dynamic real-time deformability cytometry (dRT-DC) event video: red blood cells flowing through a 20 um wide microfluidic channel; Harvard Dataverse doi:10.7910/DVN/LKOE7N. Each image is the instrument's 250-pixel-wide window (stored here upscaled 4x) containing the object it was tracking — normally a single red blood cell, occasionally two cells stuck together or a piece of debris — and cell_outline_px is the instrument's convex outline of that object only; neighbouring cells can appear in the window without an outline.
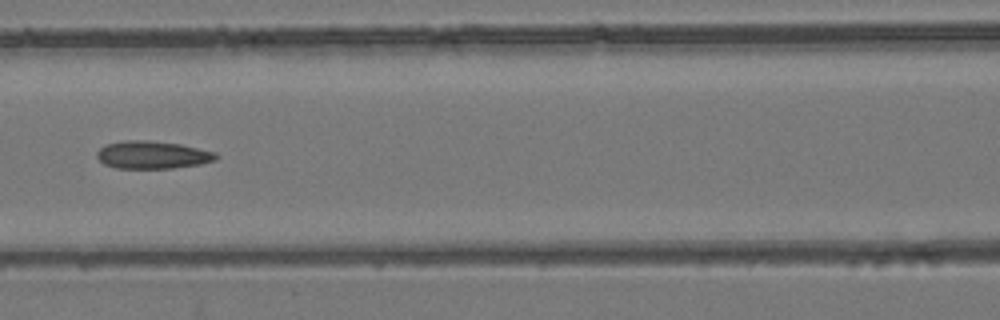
{"species": "common noctule bat (a hibernating species)", "species_latin": "Nyctalus noctula", "temperature_condition": "room temperature", "stored_images_in_passage": 4, "camera_frame_rate_fps": 3000, "um_per_image_px": 0.085, "animal": {"sex": "female", "body_mass_g": 24.6, "forearm_length_mm": 56.2}, "frame": {"image": 1, "passage_image": 4, "time_ms": 3.333, "image_size_px": [1000, 320], "cell_outline_px": [[220, 156], [216, 160], [200, 164], [172, 168], [116, 168], [104, 164], [96, 156], [96, 152], [100, 148], [108, 144], [124, 140], [148, 140], [180, 144], [216, 152]], "centroid_in_image_um": [12.98, 13.16], "position_along_channel_um": 153.6, "area_um2": 19.25}}